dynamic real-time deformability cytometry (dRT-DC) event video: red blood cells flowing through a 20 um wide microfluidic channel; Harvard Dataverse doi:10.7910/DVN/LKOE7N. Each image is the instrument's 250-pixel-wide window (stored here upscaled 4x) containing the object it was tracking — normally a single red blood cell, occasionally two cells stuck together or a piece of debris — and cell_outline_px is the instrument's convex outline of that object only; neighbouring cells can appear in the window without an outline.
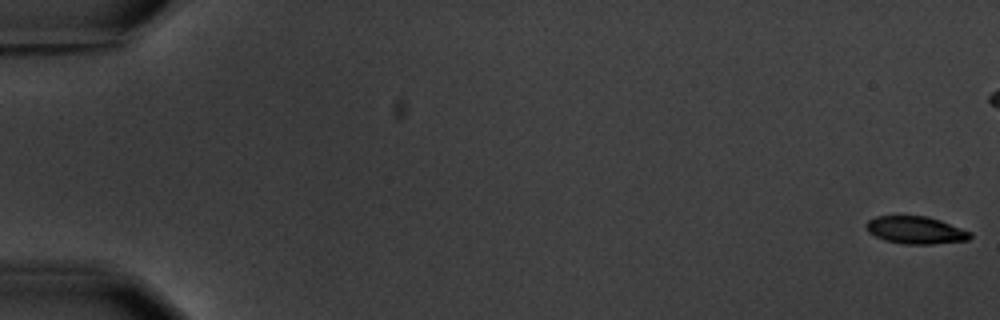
{"species": "common noctule bat (a hibernating species)", "species_latin": "Nyctalus noctula", "temperature_condition": "warm", "stored_images_in_passage": 6, "camera_frame_rate_fps": 3000, "um_per_image_px": 0.085, "animal": {"sex": "male", "body_mass_g": 20.1, "forearm_length_mm": 53.5}, "frame": {"image": 1, "passage_image": 1, "time_ms": 0.0, "image_size_px": [1000, 320], "cell_outline_px": [[972, 236], [968, 240], [932, 244], [904, 244], [884, 240], [868, 232], [864, 228], [864, 224], [868, 220], [876, 216], [928, 216], [940, 220], [972, 232]], "centroid_in_image_um": [77.81, 19.56], "position_along_channel_um": 7.2, "area_um2": 16.76}}
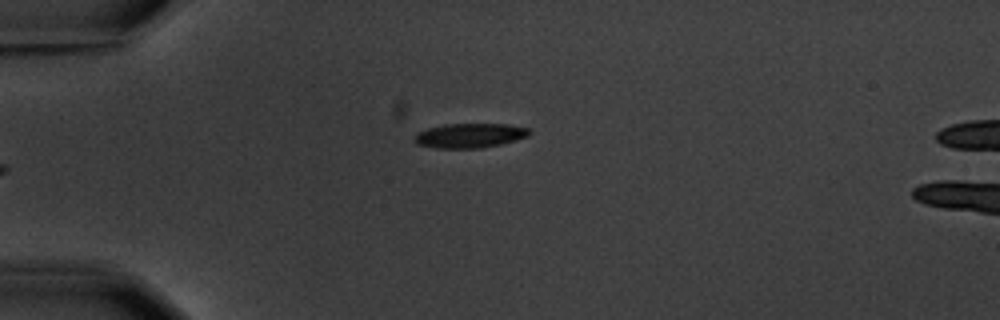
{"frame": {"image": 2, "passage_image": 6, "time_ms": 7.0, "image_size_px": [1000, 320], "cell_outline_px": [[532, 132], [528, 136], [500, 144], [480, 148], [436, 148], [416, 144], [412, 140], [416, 132], [428, 128], [444, 124], [508, 124], [528, 128]], "centroid_in_image_um": [39.88, 11.52], "position_along_channel_um": 45.1, "area_um2": 16.47}}